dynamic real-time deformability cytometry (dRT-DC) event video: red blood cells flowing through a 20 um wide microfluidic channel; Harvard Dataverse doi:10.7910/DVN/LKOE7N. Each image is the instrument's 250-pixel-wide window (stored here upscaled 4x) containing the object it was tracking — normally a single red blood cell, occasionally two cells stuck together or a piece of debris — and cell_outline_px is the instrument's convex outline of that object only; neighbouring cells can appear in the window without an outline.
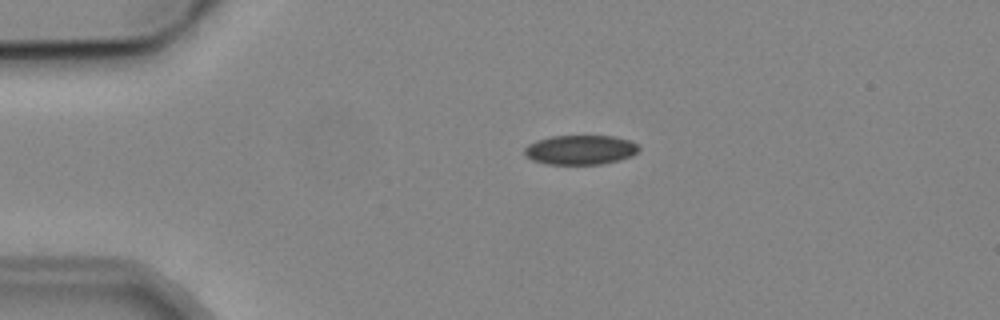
{"species": "common noctule bat (a hibernating species)", "species_latin": "Nyctalus noctula", "temperature_condition": "cold", "stored_images_in_passage": 2, "camera_frame_rate_fps": 3000, "um_per_image_px": 0.085, "animal": {"sex": "male", "body_mass_g": 19.2, "forearm_length_mm": 51.8}, "frame": {"image": 1, "passage_image": 1, "time_ms": 0.0, "image_size_px": [1000, 320], "cell_outline_px": [[640, 148], [632, 156], [620, 160], [604, 164], [548, 164], [532, 160], [524, 152], [524, 148], [528, 144], [536, 140], [552, 136], [616, 136], [632, 140]], "centroid_in_image_um": [49.36, 12.73], "position_along_channel_um": 35.6, "area_um2": 19.77}}